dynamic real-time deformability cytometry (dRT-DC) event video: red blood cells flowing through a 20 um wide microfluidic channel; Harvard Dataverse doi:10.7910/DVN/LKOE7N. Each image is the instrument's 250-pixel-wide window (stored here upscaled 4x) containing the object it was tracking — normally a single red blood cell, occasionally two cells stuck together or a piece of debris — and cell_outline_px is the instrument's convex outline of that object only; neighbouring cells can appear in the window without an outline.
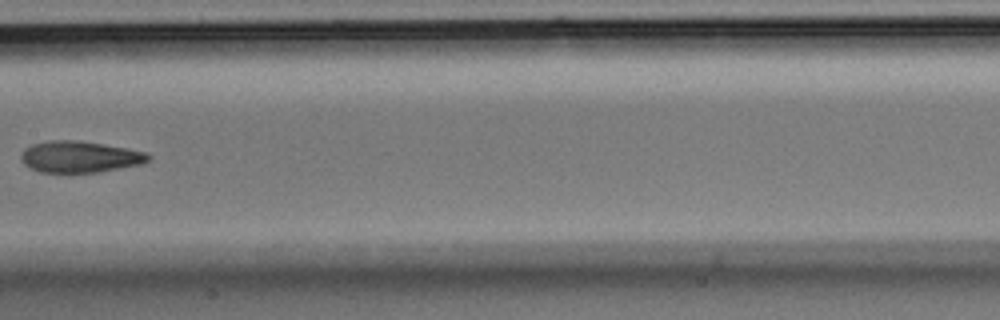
{"species": "Egyptian fruit bat (a non-hibernating species)", "species_latin": "Rousettus aegyptiacus", "temperature_condition": "room temperature", "stored_images_in_passage": 8, "camera_frame_rate_fps": 3000, "um_per_image_px": 0.085, "animal": {"sex": "male"}, "frame": {"image": 1, "passage_image": 7, "time_ms": 2.0, "image_size_px": [1000, 320], "cell_outline_px": [[152, 160], [144, 164], [96, 172], [40, 172], [24, 164], [20, 156], [24, 148], [32, 144], [48, 140], [80, 140], [128, 148], [148, 152], [152, 156]], "centroid_in_image_um": [6.84, 13.31], "position_along_channel_um": 200.6, "area_um2": 23.58}}
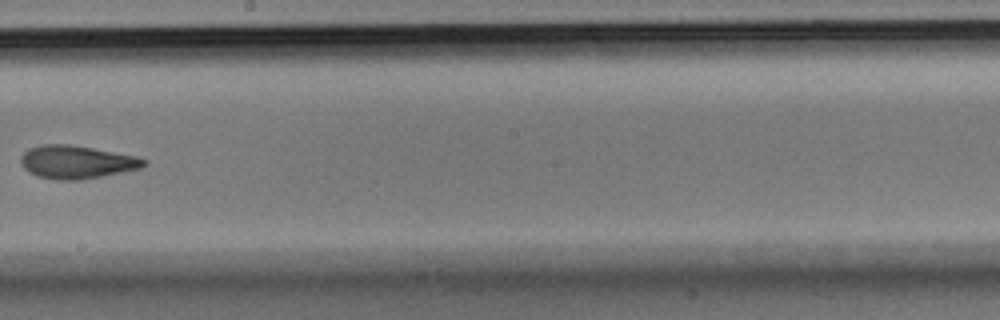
{"frame": {"image": 2, "passage_image": 8, "time_ms": 2.333, "image_size_px": [1000, 320], "cell_outline_px": [[148, 164], [140, 168], [80, 180], [56, 180], [36, 176], [28, 172], [20, 164], [20, 156], [28, 148], [44, 144], [68, 144], [92, 148], [136, 156], [148, 160]], "centroid_in_image_um": [6.47, 13.77], "position_along_channel_um": 241.7, "area_um2": 23.76}}